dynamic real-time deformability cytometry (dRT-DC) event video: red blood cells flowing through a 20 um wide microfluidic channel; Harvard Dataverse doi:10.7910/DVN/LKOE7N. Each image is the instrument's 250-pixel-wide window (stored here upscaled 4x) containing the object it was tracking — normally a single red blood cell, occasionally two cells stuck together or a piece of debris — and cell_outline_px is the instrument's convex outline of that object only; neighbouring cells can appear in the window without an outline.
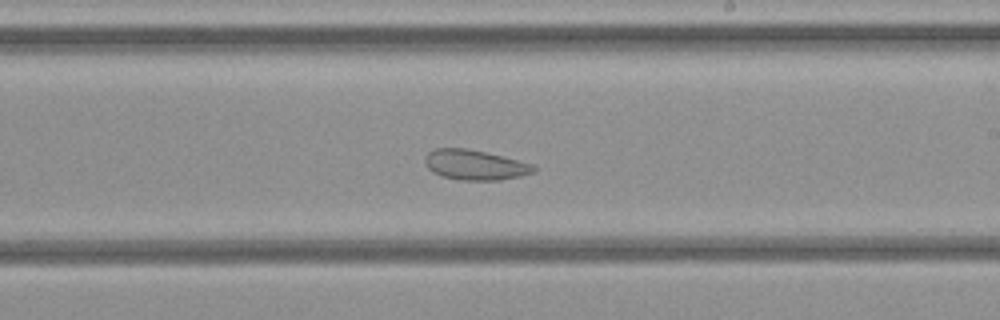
{"species": "common noctule bat (a hibernating species)", "species_latin": "Nyctalus noctula", "temperature_condition": "cold", "stored_images_in_passage": 36, "camera_frame_rate_fps": 3000, "um_per_image_px": 0.085, "animal": {"sex": "female", "body_mass_g": 21.9}, "frame": {"image": 1, "passage_image": 21, "time_ms": 6.667, "image_size_px": [1000, 320], "cell_outline_px": [[536, 172], [520, 176], [500, 180], [460, 180], [440, 176], [432, 172], [428, 168], [424, 160], [424, 156], [428, 152], [436, 148], [468, 148], [532, 164], [536, 168]], "centroid_in_image_um": [40.33, 14.02], "position_along_channel_um": 248.7, "area_um2": 19.02}}